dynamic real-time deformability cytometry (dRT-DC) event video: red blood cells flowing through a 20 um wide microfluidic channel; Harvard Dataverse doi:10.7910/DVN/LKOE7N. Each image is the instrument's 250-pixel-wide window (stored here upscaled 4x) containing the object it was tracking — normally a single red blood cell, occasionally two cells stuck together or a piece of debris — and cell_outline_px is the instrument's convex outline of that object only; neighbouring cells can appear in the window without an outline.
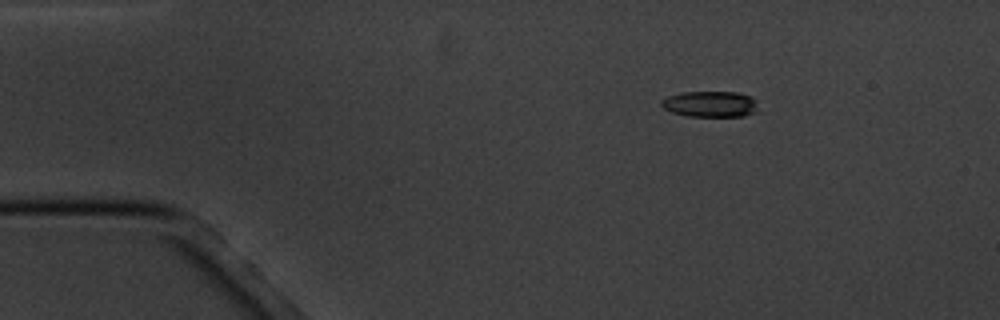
{"species": "common noctule bat (a hibernating species)", "species_latin": "Nyctalus noctula", "temperature_condition": "cold", "stored_images_in_passage": 7, "camera_frame_rate_fps": 3000, "um_per_image_px": 0.085, "animal": {"sex": "male", "body_mass_g": 20.1, "forearm_length_mm": 53.5}, "frame": {"image": 1, "passage_image": 1, "time_ms": 0.0, "image_size_px": [1000, 320], "cell_outline_px": [[756, 112], [744, 116], [688, 116], [672, 112], [664, 108], [660, 104], [660, 100], [668, 96], [680, 92], [736, 92], [752, 96], [756, 100]], "centroid_in_image_um": [60.36, 8.84], "position_along_channel_um": 24.6, "area_um2": 14.68}}
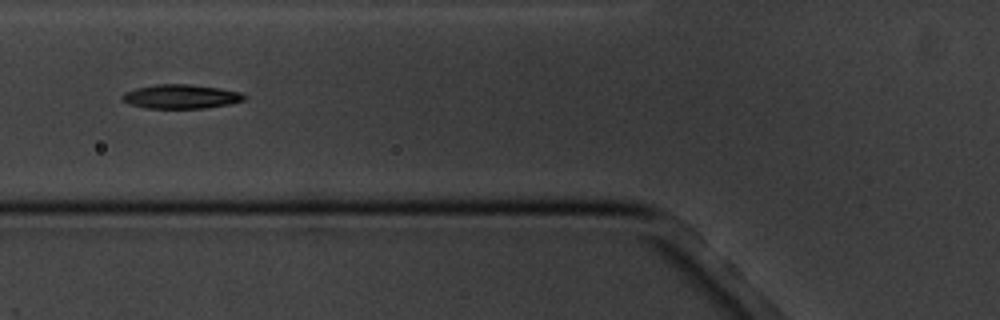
{"frame": {"image": 2, "passage_image": 4, "time_ms": 4.333, "image_size_px": [1000, 320], "cell_outline_px": [[248, 96], [244, 100], [228, 104], [204, 108], [148, 108], [128, 104], [120, 100], [120, 96], [124, 92], [136, 88], [156, 84], [192, 84], [220, 88], [240, 92]], "centroid_in_image_um": [15.34, 8.2], "position_along_channel_um": 110.5, "area_um2": 17.28}}
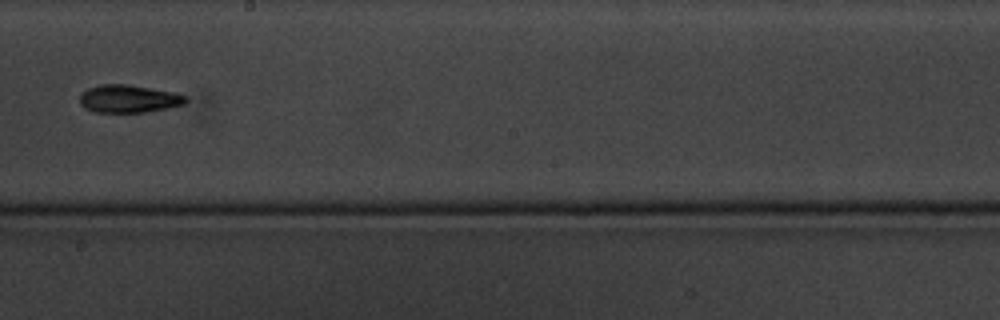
{"frame": {"image": 3, "passage_image": 7, "time_ms": 8.0, "image_size_px": [1000, 320], "cell_outline_px": [[188, 100], [184, 104], [168, 108], [144, 112], [96, 112], [84, 108], [80, 104], [80, 92], [88, 88], [100, 84], [128, 84], [176, 92], [188, 96]], "centroid_in_image_um": [10.95, 8.38], "position_along_channel_um": 237.2, "area_um2": 17.4}}